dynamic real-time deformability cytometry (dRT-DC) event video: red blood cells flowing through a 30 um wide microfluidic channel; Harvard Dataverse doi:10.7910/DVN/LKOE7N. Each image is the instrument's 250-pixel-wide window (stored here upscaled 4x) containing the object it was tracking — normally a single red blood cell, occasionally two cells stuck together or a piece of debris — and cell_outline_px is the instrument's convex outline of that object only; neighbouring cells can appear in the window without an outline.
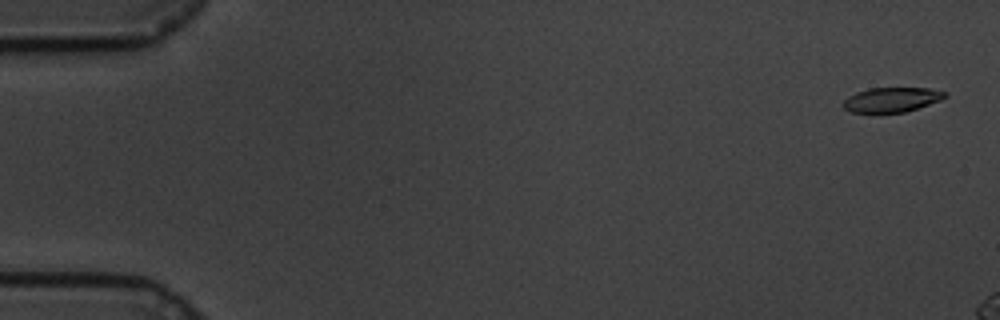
{"species": "common noctule bat (a hibernating species)", "species_latin": "Nyctalus noctula", "temperature_condition": "cold", "stored_images_in_passage": 11, "camera_frame_rate_fps": 3000, "um_per_image_px": 0.085, "animal": {"sex": "male", "body_mass_g": 19.5, "forearm_length_mm": 54.6}, "frame": {"image": 1, "passage_image": 2, "time_ms": 0.333, "image_size_px": [1000, 320], "cell_outline_px": [[948, 96], [940, 100], [904, 112], [852, 112], [844, 108], [844, 100], [848, 96], [856, 92], [868, 88], [928, 88], [948, 92]], "centroid_in_image_um": [75.81, 8.45], "position_along_channel_um": 9.2, "area_um2": 14.45}}